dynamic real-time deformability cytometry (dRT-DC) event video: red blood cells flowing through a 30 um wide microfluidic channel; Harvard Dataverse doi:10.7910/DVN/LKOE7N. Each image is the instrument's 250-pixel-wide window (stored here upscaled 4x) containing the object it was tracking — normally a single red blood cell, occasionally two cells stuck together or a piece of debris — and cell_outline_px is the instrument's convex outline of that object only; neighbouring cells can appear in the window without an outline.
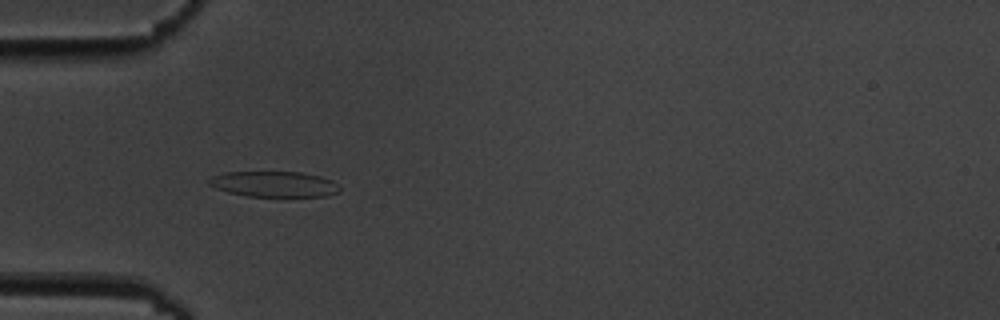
{"species": "common noctule bat (a hibernating species)", "species_latin": "Nyctalus noctula", "temperature_condition": "cold", "stored_images_in_passage": 6, "camera_frame_rate_fps": 3000, "um_per_image_px": 0.085, "animal": {"sex": "male", "body_mass_g": 19.5, "forearm_length_mm": 54.6}, "frame": {"image": 1, "passage_image": 5, "time_ms": 4.667, "image_size_px": [1000, 320], "cell_outline_px": [[340, 192], [328, 196], [248, 196], [228, 192], [216, 188], [208, 184], [208, 180], [212, 176], [224, 172], [300, 172], [320, 176], [332, 180], [340, 188]], "centroid_in_image_um": [23.3, 15.65], "position_along_channel_um": 61.7, "area_um2": 19.48}}
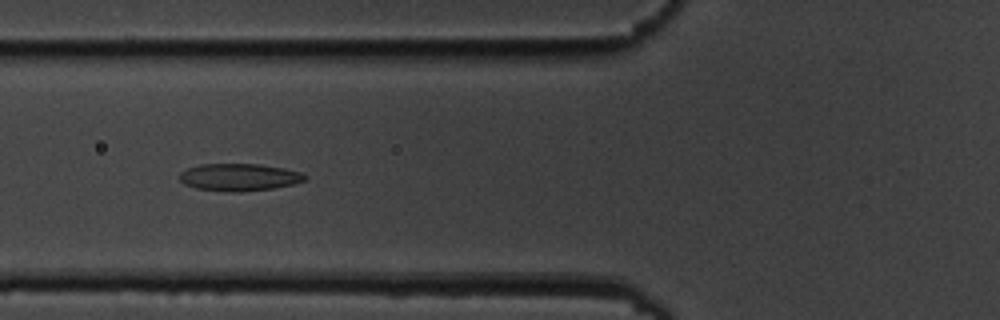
{"frame": {"image": 2, "passage_image": 6, "time_ms": 6.0, "image_size_px": [1000, 320], "cell_outline_px": [[308, 176], [304, 180], [292, 184], [272, 188], [240, 192], [232, 192], [196, 188], [184, 184], [180, 180], [180, 172], [188, 168], [200, 164], [260, 164], [284, 168], [300, 172]], "centroid_in_image_um": [20.32, 15.05], "position_along_channel_um": 105.5, "area_um2": 19.83}}